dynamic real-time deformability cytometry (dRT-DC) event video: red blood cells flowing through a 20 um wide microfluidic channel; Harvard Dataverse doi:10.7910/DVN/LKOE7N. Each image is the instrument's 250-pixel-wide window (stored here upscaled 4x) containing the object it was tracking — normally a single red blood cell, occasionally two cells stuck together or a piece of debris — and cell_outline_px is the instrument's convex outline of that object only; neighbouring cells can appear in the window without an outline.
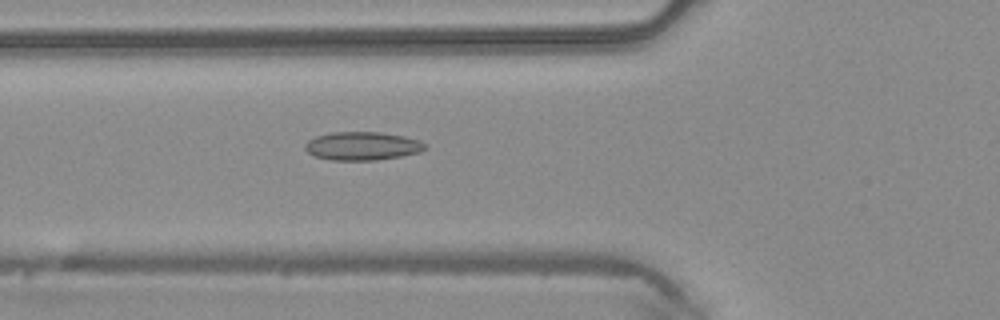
{"species": "common noctule bat (a hibernating species)", "species_latin": "Nyctalus noctula", "temperature_condition": "warm", "stored_images_in_passage": 48, "camera_frame_rate_fps": 3000, "um_per_image_px": 0.085, "animal": {"sex": "male", "body_mass_g": 20.4}, "frame": {"image": 1, "passage_image": 18, "time_ms": 5.667, "image_size_px": [1000, 320], "cell_outline_px": [[428, 148], [420, 152], [400, 156], [376, 160], [332, 160], [316, 156], [308, 152], [304, 148], [304, 144], [308, 140], [316, 136], [332, 132], [380, 132], [404, 136], [420, 140], [428, 144]], "centroid_in_image_um": [30.83, 12.4], "position_along_channel_um": 95.0, "area_um2": 19.94}}
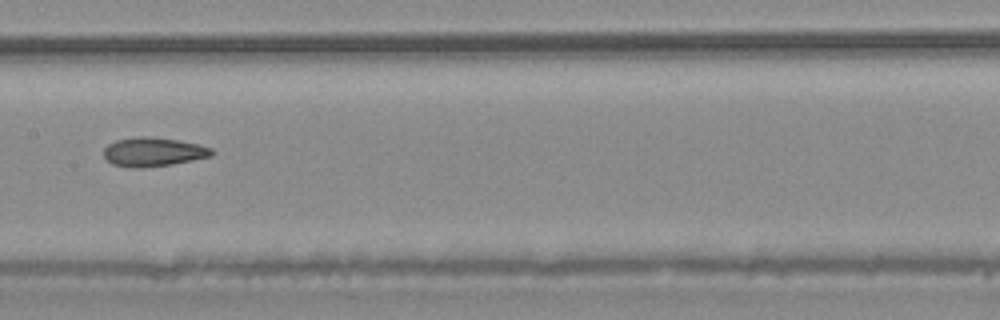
{"frame": {"image": 2, "passage_image": 25, "time_ms": 8.0, "image_size_px": [1000, 320], "cell_outline_px": [[216, 152], [212, 156], [172, 164], [144, 168], [128, 168], [112, 164], [104, 156], [104, 148], [108, 144], [116, 140], [140, 136], [148, 136], [180, 140], [200, 144], [212, 148]], "centroid_in_image_um": [13.05, 12.91], "position_along_channel_um": 194.3, "area_um2": 18.5}}
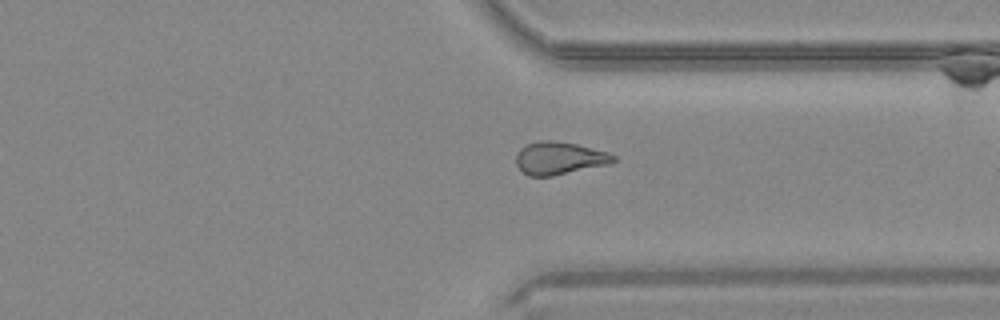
{"frame": {"image": 3, "passage_image": 37, "time_ms": 12.0, "image_size_px": [1000, 320], "cell_outline_px": [[616, 160], [608, 164], [552, 176], [528, 176], [516, 164], [516, 156], [520, 148], [524, 144], [540, 140], [552, 140], [576, 144], [608, 152], [616, 156]], "centroid_in_image_um": [47.52, 13.43], "position_along_channel_um": 363.9, "area_um2": 18.5}, "authors_computed_cell_mechanics": {"area_um2": 19.074, "velocity_mm_per_s": 4.2321, "shape_relaxation_time_tau1_ms": null, "shape_relaxation_time_tau2_ms": 5.1886, "deformation_change_tau1": null, "deformation_change_tau2": 0.1398}}